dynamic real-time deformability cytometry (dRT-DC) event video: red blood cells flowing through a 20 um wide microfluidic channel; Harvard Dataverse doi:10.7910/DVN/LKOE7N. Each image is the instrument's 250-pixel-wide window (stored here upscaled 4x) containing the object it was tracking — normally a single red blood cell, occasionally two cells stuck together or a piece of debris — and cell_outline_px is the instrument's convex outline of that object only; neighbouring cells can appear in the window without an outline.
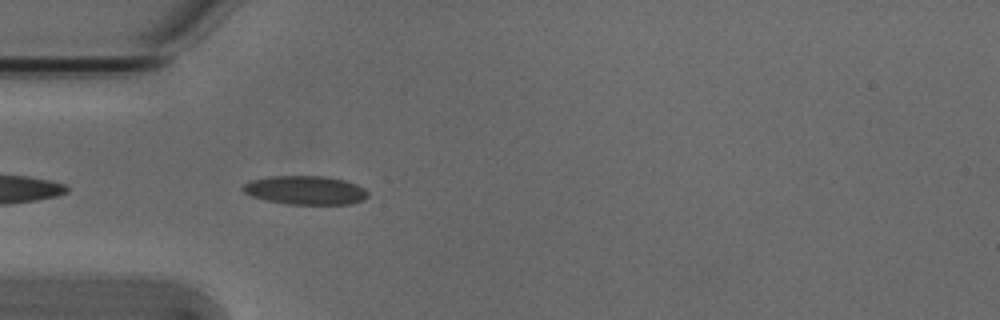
{"species": "Egyptian fruit bat (a non-hibernating species)", "species_latin": "Rousettus aegyptiacus", "temperature_condition": "cold", "stored_images_in_passage": 41, "camera_frame_rate_fps": 3000, "um_per_image_px": 0.085, "animal": {"sex": "male"}, "frame": {"image": 1, "passage_image": 3, "time_ms": 0.667, "image_size_px": [1000, 320], "cell_outline_px": [[368, 196], [364, 200], [352, 204], [288, 204], [264, 200], [252, 196], [244, 192], [240, 188], [244, 184], [252, 180], [272, 176], [320, 176], [344, 180], [356, 184], [364, 188], [368, 192]], "centroid_in_image_um": [25.96, 16.17], "position_along_channel_um": 59.0, "area_um2": 20.92}}
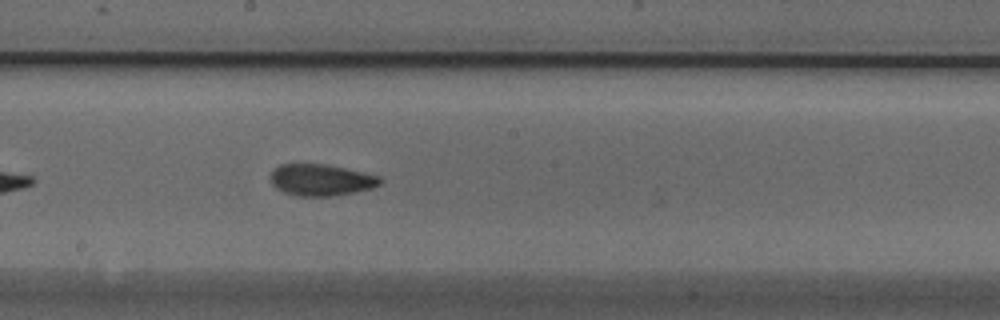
{"frame": {"image": 2, "passage_image": 16, "time_ms": 5.0, "image_size_px": [1000, 320], "cell_outline_px": [[384, 180], [380, 184], [372, 188], [332, 196], [296, 196], [284, 192], [276, 188], [272, 184], [272, 172], [280, 164], [324, 164], [364, 172], [380, 176]], "centroid_in_image_um": [27.31, 15.3], "position_along_channel_um": 220.9, "area_um2": 20.0}}
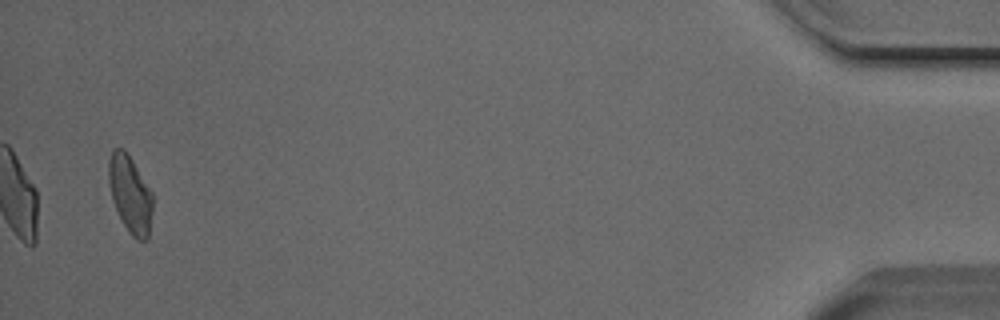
{"frame": {"image": 3, "passage_image": 39, "time_ms": 12.667, "image_size_px": [1000, 320], "cell_outline_px": [[152, 212], [148, 240], [140, 240], [132, 236], [128, 232], [112, 200], [108, 180], [108, 164], [112, 148], [124, 148], [132, 160], [152, 192]], "centroid_in_image_um": [11.06, 16.49], "position_along_channel_um": 424.1, "area_um2": 19.71}, "authors_computed_cell_mechanics": {"area_um2": 19.8254, "velocity_mm_per_s": 3.8162, "shape_relaxation_time_tau1_ms": 3.0671, "shape_relaxation_time_tau2_ms": 2.3008, "deformation_change_tau1": 0.1267, "deformation_change_tau2": 0.0918}}